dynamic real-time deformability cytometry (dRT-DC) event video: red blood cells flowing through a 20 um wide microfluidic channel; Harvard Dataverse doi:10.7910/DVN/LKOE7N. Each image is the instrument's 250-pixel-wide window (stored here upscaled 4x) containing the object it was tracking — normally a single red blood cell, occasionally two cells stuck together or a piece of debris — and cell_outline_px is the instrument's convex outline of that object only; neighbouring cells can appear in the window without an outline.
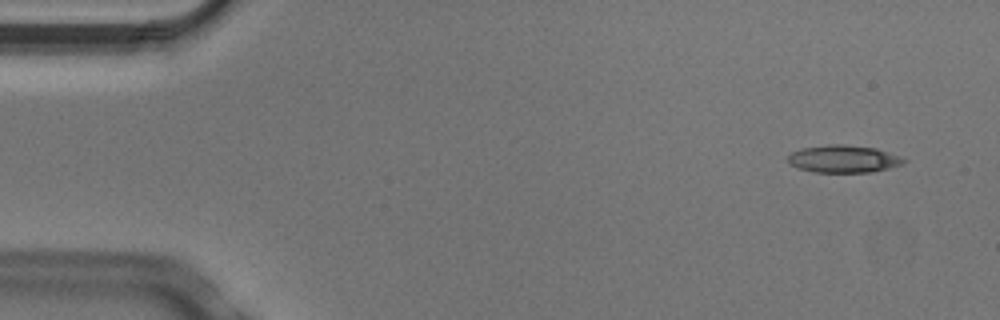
{"species": "Egyptian fruit bat (a non-hibernating species)", "species_latin": "Rousettus aegyptiacus", "temperature_condition": "cold", "stored_images_in_passage": 4, "camera_frame_rate_fps": 3000, "um_per_image_px": 0.085, "animal": {"sex": "male"}, "frame": {"image": 1, "passage_image": 1, "time_ms": 0.0, "image_size_px": [1000, 320], "cell_outline_px": [[904, 164], [872, 172], [812, 172], [796, 168], [788, 164], [788, 156], [792, 152], [804, 148], [828, 144], [840, 144], [876, 148], [896, 156], [904, 160]], "centroid_in_image_um": [71.62, 13.52], "position_along_channel_um": 13.4, "area_um2": 18.32}}
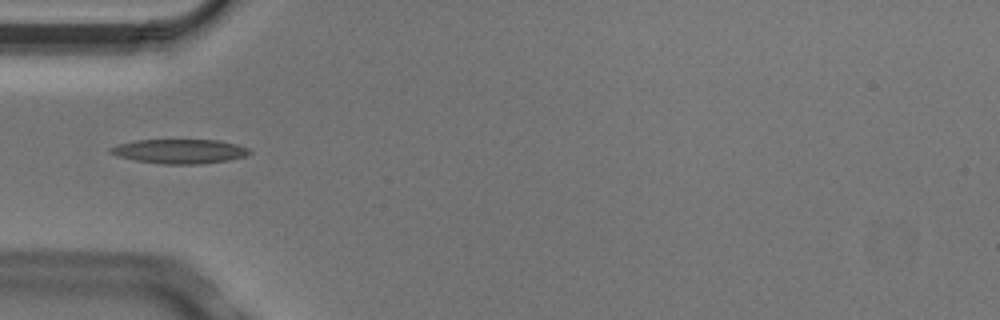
{"frame": {"image": 2, "passage_image": 4, "time_ms": 1.0, "image_size_px": [1000, 320], "cell_outline_px": [[252, 152], [244, 156], [228, 160], [200, 164], [160, 164], [136, 160], [116, 156], [108, 152], [108, 148], [116, 144], [136, 140], [220, 140], [236, 144], [248, 148]], "centroid_in_image_um": [15.22, 12.86], "position_along_channel_um": 69.8, "area_um2": 19.83}}